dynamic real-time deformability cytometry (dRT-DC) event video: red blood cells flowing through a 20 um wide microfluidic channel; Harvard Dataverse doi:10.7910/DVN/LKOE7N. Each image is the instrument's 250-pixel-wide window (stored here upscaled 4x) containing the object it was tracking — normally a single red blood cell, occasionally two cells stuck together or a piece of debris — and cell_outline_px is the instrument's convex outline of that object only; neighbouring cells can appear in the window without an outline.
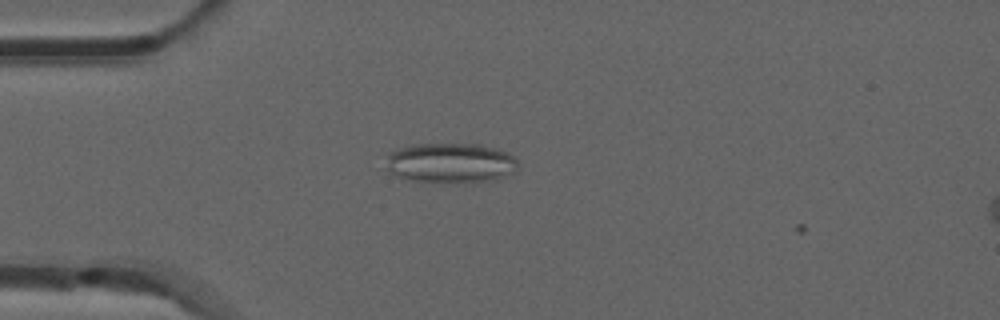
{"species": "common noctule bat (a hibernating species)", "species_latin": "Nyctalus noctula", "temperature_condition": "room temperature", "stored_images_in_passage": 11, "camera_frame_rate_fps": 3000, "um_per_image_px": 0.085, "animal": {"sex": "male", "forearm_length_mm": 52.5}, "frame": {"image": 1, "passage_image": 10, "time_ms": 3.0, "image_size_px": [1000, 320], "cell_outline_px": [[516, 168], [512, 172], [496, 180], [472, 184], [408, 180], [388, 172], [384, 168], [388, 152], [412, 144], [480, 144], [496, 148], [512, 156], [516, 160]], "centroid_in_image_um": [38.24, 13.87], "position_along_channel_um": 46.8, "area_um2": 31.27}}